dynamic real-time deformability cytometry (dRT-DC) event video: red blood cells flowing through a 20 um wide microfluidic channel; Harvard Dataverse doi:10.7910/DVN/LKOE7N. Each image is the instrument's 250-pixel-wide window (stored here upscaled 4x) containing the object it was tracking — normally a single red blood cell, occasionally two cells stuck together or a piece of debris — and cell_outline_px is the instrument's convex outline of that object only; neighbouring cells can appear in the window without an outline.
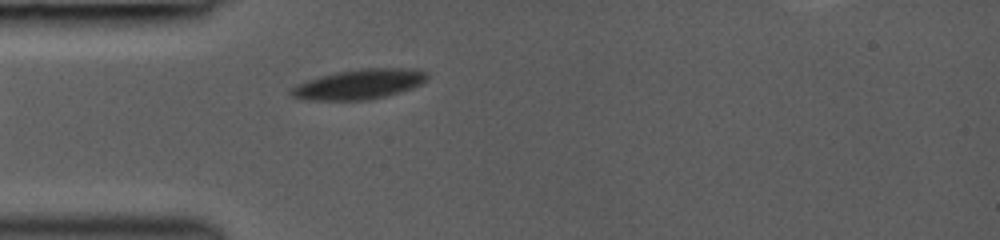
{"species": "common noctule bat (a hibernating species)", "species_latin": "Nyctalus noctula", "temperature_condition": "room temperature", "stored_images_in_passage": 32, "camera_frame_rate_fps": 3000, "um_per_image_px": 0.085, "animal": {"sex": "female", "body_mass_g": 19.0, "forearm_length_mm": 53.3}, "frame": {"image": 1, "passage_image": 1, "time_ms": 0.0, "image_size_px": [1000, 240], "cell_outline_px": [[428, 76], [420, 84], [412, 88], [372, 100], [304, 100], [288, 96], [288, 88], [296, 84], [320, 76], [336, 72], [360, 68], [404, 68], [424, 72]], "centroid_in_image_um": [30.41, 7.18], "position_along_channel_um": 54.6, "area_um2": 23.81}}
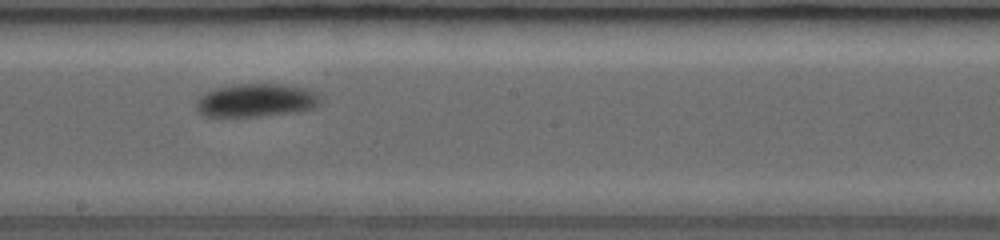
{"frame": {"image": 2, "passage_image": 14, "time_ms": 4.333, "image_size_px": [1000, 240], "cell_outline_px": [[324, 100], [316, 108], [296, 112], [260, 116], [204, 116], [196, 108], [196, 100], [200, 96], [216, 88], [236, 84], [280, 84], [304, 88], [320, 96]], "centroid_in_image_um": [21.81, 8.53], "position_along_channel_um": 226.4, "area_um2": 23.99}}
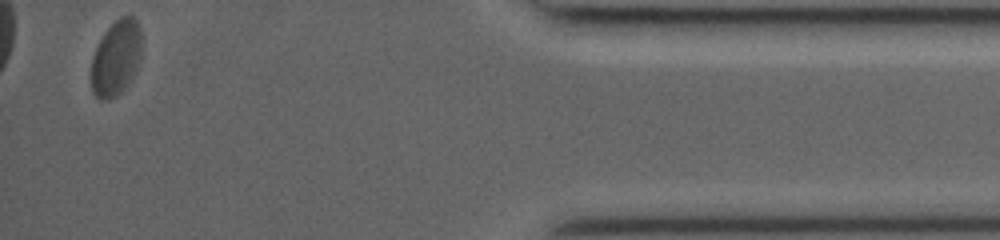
{"frame": {"image": 3, "passage_image": 32, "time_ms": 10.333, "image_size_px": [1000, 240], "cell_outline_px": [[140, 64], [128, 84], [116, 96], [108, 100], [100, 100], [92, 92], [92, 56], [104, 32], [120, 16], [132, 16], [140, 24]], "centroid_in_image_um": [9.87, 4.93], "position_along_channel_um": 425.3, "area_um2": 22.08}}